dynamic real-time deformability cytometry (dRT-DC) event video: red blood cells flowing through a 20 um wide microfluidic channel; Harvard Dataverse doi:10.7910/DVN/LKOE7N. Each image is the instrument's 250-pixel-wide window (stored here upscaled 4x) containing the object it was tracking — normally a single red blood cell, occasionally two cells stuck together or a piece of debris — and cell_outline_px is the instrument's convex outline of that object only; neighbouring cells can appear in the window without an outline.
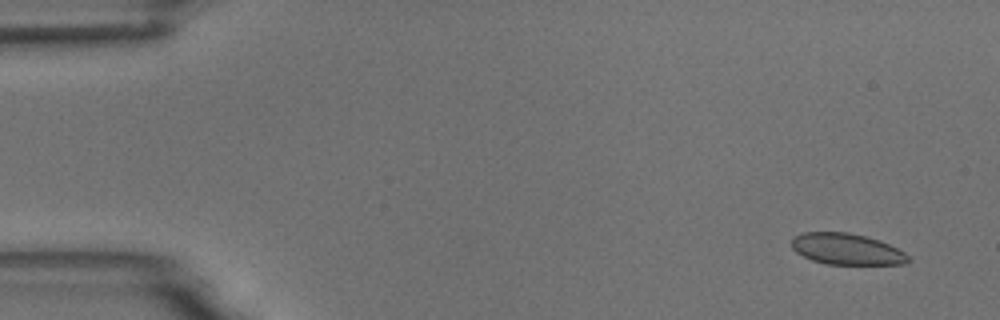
{"species": "common noctule bat (a hibernating species)", "species_latin": "Nyctalus noctula", "temperature_condition": "room temperature", "stored_images_in_passage": 4, "camera_frame_rate_fps": 3000, "um_per_image_px": 0.085, "animal": {"sex": "male", "body_mass_g": 18.8}, "frame": {"image": 1, "passage_image": 1, "time_ms": 0.0, "image_size_px": [1000, 320], "cell_outline_px": [[912, 260], [904, 264], [824, 264], [812, 260], [796, 252], [792, 248], [792, 236], [804, 232], [848, 232], [880, 240], [904, 252]], "centroid_in_image_um": [71.95, 21.17], "position_along_channel_um": 13.0, "area_um2": 21.21}}
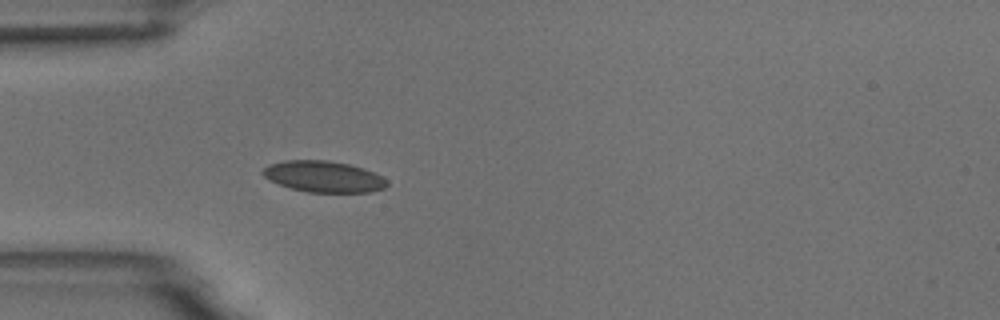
{"frame": {"image": 2, "passage_image": 4, "time_ms": 4.333, "image_size_px": [1000, 320], "cell_outline_px": [[388, 184], [384, 188], [372, 192], [308, 192], [292, 188], [268, 180], [260, 172], [268, 164], [284, 160], [328, 160], [348, 164], [364, 168], [388, 180]], "centroid_in_image_um": [27.49, 15.0], "position_along_channel_um": 57.5, "area_um2": 22.6}}